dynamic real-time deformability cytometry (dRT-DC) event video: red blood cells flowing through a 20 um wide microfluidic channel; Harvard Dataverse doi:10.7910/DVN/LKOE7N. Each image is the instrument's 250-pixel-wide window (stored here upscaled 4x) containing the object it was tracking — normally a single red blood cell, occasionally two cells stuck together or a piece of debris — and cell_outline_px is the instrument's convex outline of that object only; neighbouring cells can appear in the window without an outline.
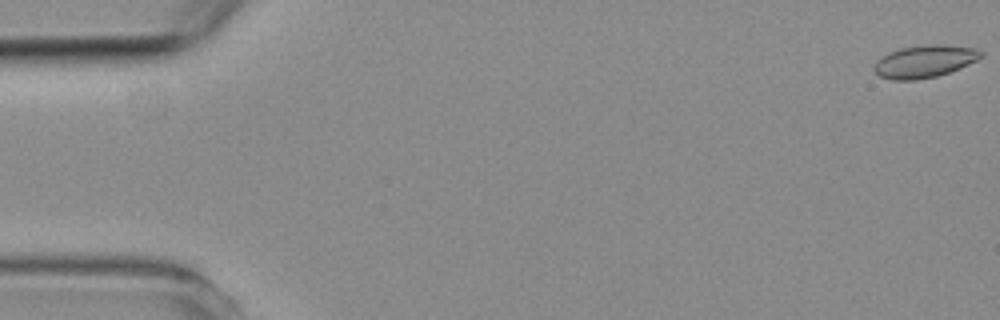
{"species": "common noctule bat (a hibernating species)", "species_latin": "Nyctalus noctula", "temperature_condition": "room temperature", "stored_images_in_passage": 6, "camera_frame_rate_fps": 3000, "um_per_image_px": 0.085, "animal": {"sex": "female", "body_mass_g": 19.3, "forearm_length_mm": 54.1}, "frame": {"image": 1, "passage_image": 1, "time_ms": 0.0, "image_size_px": [1000, 320], "cell_outline_px": [[984, 56], [960, 68], [936, 76], [916, 80], [892, 80], [880, 76], [872, 68], [876, 60], [888, 52], [900, 48], [928, 44], [940, 44], [976, 48], [984, 52]], "centroid_in_image_um": [78.58, 5.21], "position_along_channel_um": 6.4, "area_um2": 20.29}}
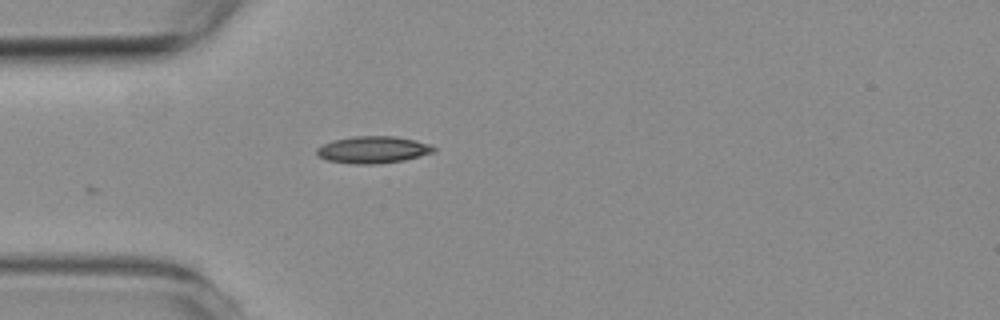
{"frame": {"image": 2, "passage_image": 6, "time_ms": 7.0, "image_size_px": [1000, 320], "cell_outline_px": [[436, 148], [432, 152], [420, 156], [404, 160], [372, 164], [356, 164], [328, 160], [320, 156], [316, 152], [316, 148], [332, 140], [352, 136], [396, 136], [416, 140], [432, 144]], "centroid_in_image_um": [31.73, 12.71], "position_along_channel_um": 53.3, "area_um2": 18.32}}